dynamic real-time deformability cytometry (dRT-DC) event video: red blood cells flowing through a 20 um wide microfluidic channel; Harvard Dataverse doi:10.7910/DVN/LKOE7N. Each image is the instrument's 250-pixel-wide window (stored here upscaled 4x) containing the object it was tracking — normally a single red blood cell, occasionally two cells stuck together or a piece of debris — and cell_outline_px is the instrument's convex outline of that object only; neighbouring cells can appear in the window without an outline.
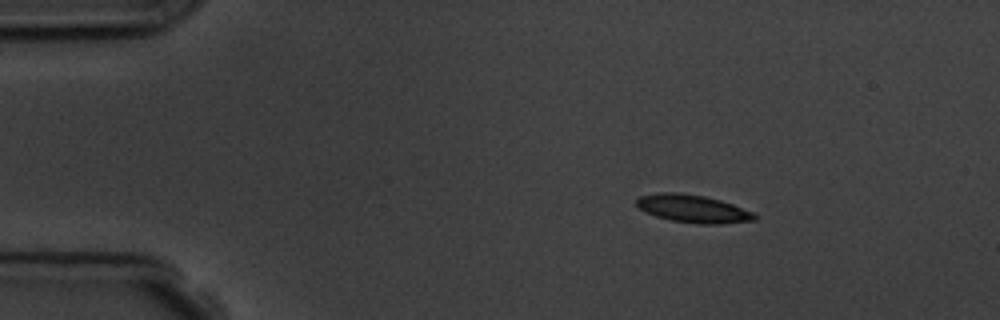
{"species": "common noctule bat (a hibernating species)", "species_latin": "Nyctalus noctula", "temperature_condition": "room temperature", "stored_images_in_passage": 3, "camera_frame_rate_fps": 3000, "um_per_image_px": 0.085, "animal": {"sex": "male", "body_mass_g": 19.5, "forearm_length_mm": 54.6}, "frame": {"image": 1, "passage_image": 1, "time_ms": 0.0, "image_size_px": [1000, 320], "cell_outline_px": [[756, 220], [720, 224], [700, 224], [672, 220], [656, 216], [644, 212], [636, 204], [636, 200], [640, 196], [660, 192], [676, 192], [704, 196], [720, 200], [732, 204], [752, 212], [756, 216]], "centroid_in_image_um": [58.88, 17.74], "position_along_channel_um": 26.1, "area_um2": 18.96}}